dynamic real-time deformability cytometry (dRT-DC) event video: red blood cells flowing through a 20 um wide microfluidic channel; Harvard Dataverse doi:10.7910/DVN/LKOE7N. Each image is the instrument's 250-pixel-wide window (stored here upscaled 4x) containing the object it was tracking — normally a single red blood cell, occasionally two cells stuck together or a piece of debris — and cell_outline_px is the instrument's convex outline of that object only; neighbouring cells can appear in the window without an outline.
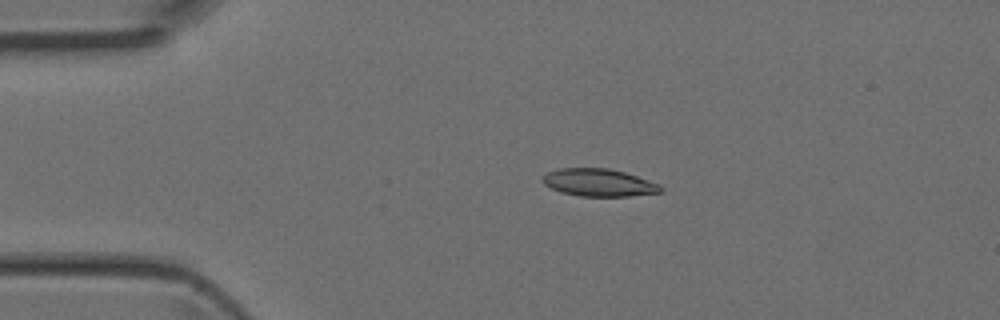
{"species": "Egyptian fruit bat (a non-hibernating species)", "species_latin": "Rousettus aegyptiacus", "temperature_condition": "room temperature", "stored_images_in_passage": 4, "camera_frame_rate_fps": 3000, "um_per_image_px": 0.085, "animal": {"sex": "female"}, "frame": {"image": 1, "passage_image": 3, "time_ms": 0.667, "image_size_px": [1000, 320], "cell_outline_px": [[664, 188], [660, 192], [628, 196], [580, 196], [560, 192], [544, 184], [540, 180], [548, 172], [560, 168], [608, 168], [624, 172], [660, 184]], "centroid_in_image_um": [50.89, 15.52], "position_along_channel_um": 34.1, "area_um2": 18.84}}